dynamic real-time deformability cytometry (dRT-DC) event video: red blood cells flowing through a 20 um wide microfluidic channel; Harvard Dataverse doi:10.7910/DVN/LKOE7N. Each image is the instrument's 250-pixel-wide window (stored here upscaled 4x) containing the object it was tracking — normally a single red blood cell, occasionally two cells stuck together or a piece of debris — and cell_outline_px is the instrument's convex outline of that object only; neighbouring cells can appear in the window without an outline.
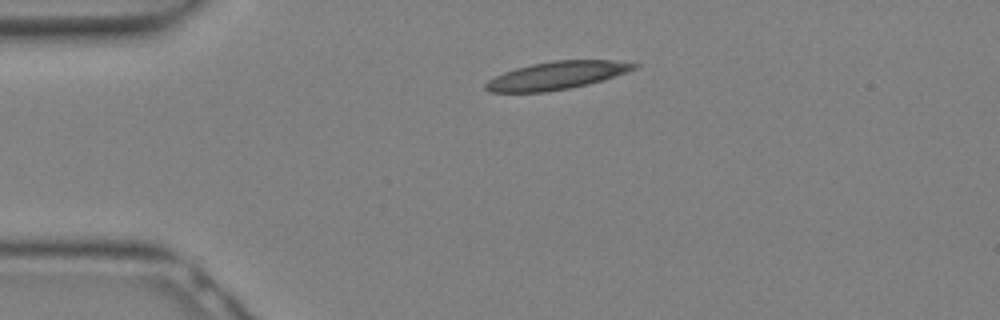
{"species": "Egyptian fruit bat (a non-hibernating species)", "species_latin": "Rousettus aegyptiacus", "temperature_condition": "warm", "stored_images_in_passage": 7, "camera_frame_rate_fps": 3000, "um_per_image_px": 0.085, "animal": {"sex": "female"}, "frame": {"image": 1, "passage_image": 1, "time_ms": 0.0, "image_size_px": [1000, 320], "cell_outline_px": [[640, 64], [636, 68], [588, 84], [548, 92], [488, 92], [484, 88], [484, 84], [488, 80], [504, 72], [516, 68], [532, 64], [556, 60], [612, 60]], "centroid_in_image_um": [47.26, 6.42], "position_along_channel_um": 37.7, "area_um2": 23.76}}
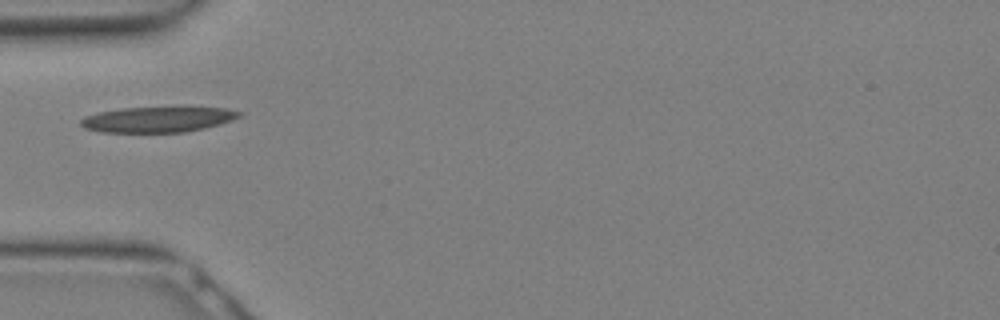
{"frame": {"image": 2, "passage_image": 4, "time_ms": 1.0, "image_size_px": [1000, 320], "cell_outline_px": [[240, 116], [232, 120], [220, 124], [204, 128], [184, 132], [100, 132], [84, 128], [80, 124], [80, 120], [84, 116], [96, 112], [120, 108], [224, 108], [240, 112]], "centroid_in_image_um": [13.33, 10.16], "position_along_channel_um": 71.7, "area_um2": 23.29}}
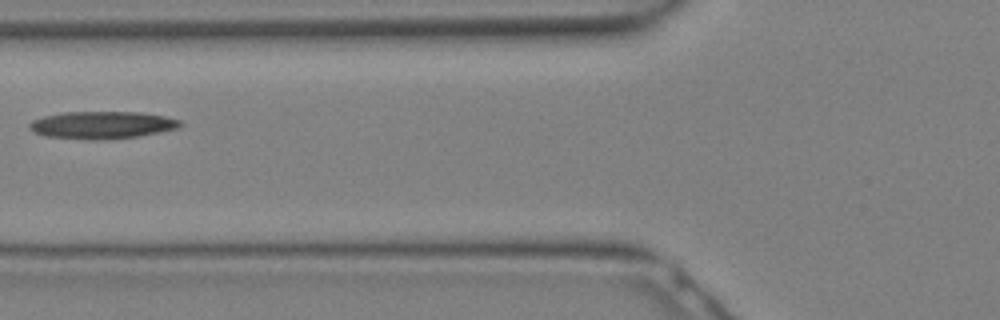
{"frame": {"image": 3, "passage_image": 6, "time_ms": 1.667, "image_size_px": [1000, 320], "cell_outline_px": [[184, 124], [176, 128], [160, 132], [136, 136], [96, 140], [88, 140], [44, 136], [32, 132], [28, 128], [28, 124], [32, 120], [44, 116], [64, 112], [140, 112], [164, 116], [180, 120]], "centroid_in_image_um": [8.62, 10.62], "position_along_channel_um": 117.2, "area_um2": 24.1}}